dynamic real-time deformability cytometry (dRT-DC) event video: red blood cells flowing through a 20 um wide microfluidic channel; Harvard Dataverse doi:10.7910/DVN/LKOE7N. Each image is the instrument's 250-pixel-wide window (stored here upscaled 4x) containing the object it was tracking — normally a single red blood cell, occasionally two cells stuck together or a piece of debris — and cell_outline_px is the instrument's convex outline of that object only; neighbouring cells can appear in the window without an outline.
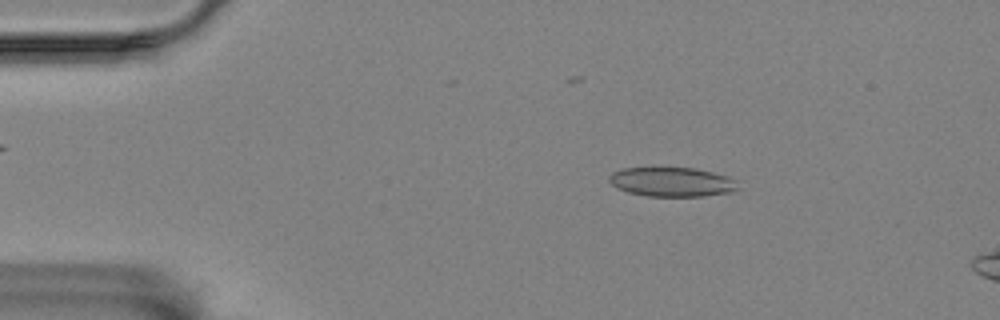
{"species": "Egyptian fruit bat (a non-hibernating species)", "species_latin": "Rousettus aegyptiacus", "temperature_condition": "room temperature", "stored_images_in_passage": 16, "camera_frame_rate_fps": 3000, "um_per_image_px": 0.085, "animal": {"sex": "female"}, "frame": {"image": 1, "passage_image": 9, "time_ms": 2.667, "image_size_px": [1000, 320], "cell_outline_px": [[736, 188], [732, 192], [704, 196], [648, 196], [628, 192], [612, 184], [608, 180], [608, 176], [612, 172], [624, 168], [656, 164], [696, 168], [728, 176], [736, 180]], "centroid_in_image_um": [57.06, 15.4], "position_along_channel_um": 27.9, "area_um2": 22.89}}